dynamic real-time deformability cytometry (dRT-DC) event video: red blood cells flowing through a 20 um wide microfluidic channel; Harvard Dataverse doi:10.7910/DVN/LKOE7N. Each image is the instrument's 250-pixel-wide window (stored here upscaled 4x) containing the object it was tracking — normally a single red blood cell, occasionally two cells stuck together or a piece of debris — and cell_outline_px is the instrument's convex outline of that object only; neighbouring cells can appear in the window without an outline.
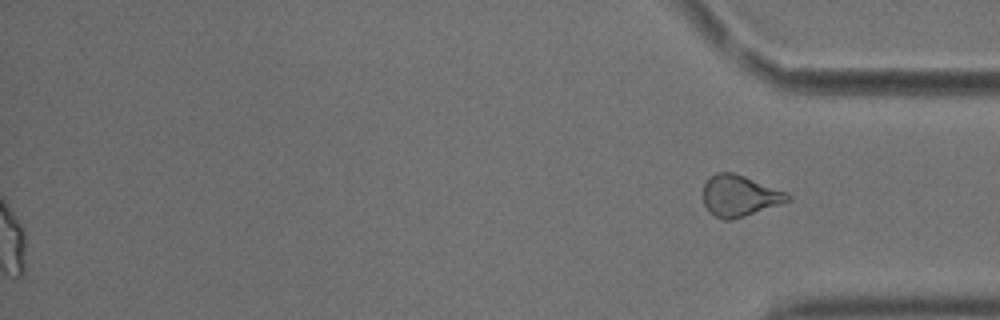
{"species": "common noctule bat (a hibernating species)", "species_latin": "Nyctalus noctula", "temperature_condition": "cold", "stored_images_in_passage": 57, "segment_of_instrument_passage": [2, 2], "camera_frame_rate_fps": 3000, "um_per_image_px": 0.085, "animal": {"sex": "male", "body_mass_g": 18.8}, "frame": {"image": 1, "passage_image": 57, "time_ms": 18.667, "image_size_px": [1000, 320], "cell_outline_px": [[792, 200], [732, 220], [724, 220], [708, 212], [704, 204], [704, 184], [716, 172], [732, 172], [744, 176], [788, 192], [792, 196]], "centroid_in_image_um": [62.89, 16.65], "position_along_channel_um": 372.3, "area_um2": 20.23}}